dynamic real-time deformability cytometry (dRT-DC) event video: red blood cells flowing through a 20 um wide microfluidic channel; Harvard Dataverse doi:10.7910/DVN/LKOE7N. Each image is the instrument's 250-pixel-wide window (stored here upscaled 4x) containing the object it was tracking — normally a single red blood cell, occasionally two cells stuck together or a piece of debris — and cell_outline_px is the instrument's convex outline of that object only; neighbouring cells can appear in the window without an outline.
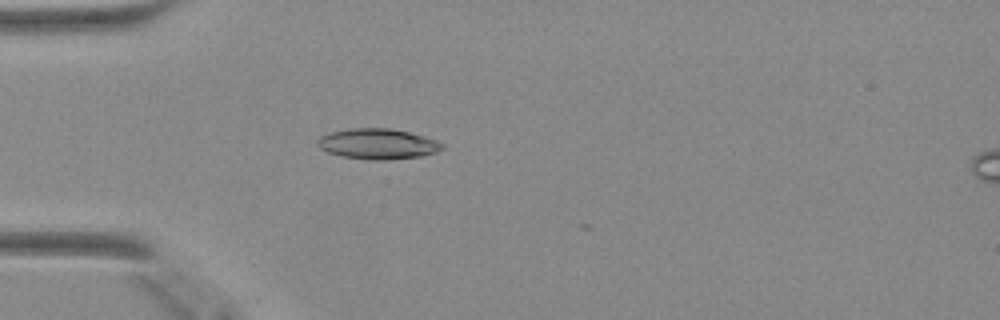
{"species": "Egyptian fruit bat (a non-hibernating species)", "species_latin": "Rousettus aegyptiacus", "temperature_condition": "warm", "stored_images_in_passage": 36, "camera_frame_rate_fps": 3000, "um_per_image_px": 0.085, "animal": {"sex": "female"}, "frame": {"image": 1, "passage_image": 8, "time_ms": 2.333, "image_size_px": [1000, 320], "cell_outline_px": [[444, 148], [436, 152], [420, 156], [384, 160], [372, 160], [340, 156], [328, 152], [320, 148], [316, 144], [316, 140], [320, 136], [332, 132], [352, 128], [388, 128], [408, 132], [436, 140], [444, 144]], "centroid_in_image_um": [32.08, 12.23], "position_along_channel_um": 52.9, "area_um2": 22.02}}
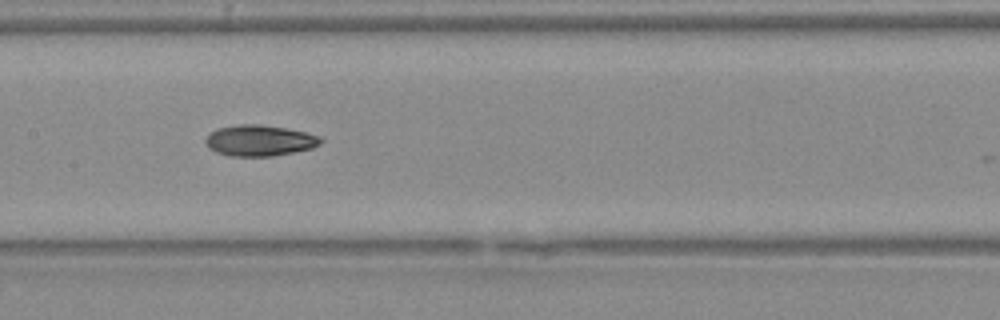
{"frame": {"image": 2, "passage_image": 18, "time_ms": 5.667, "image_size_px": [1000, 320], "cell_outline_px": [[324, 140], [320, 144], [312, 148], [272, 156], [232, 156], [216, 152], [208, 148], [204, 144], [204, 140], [216, 128], [236, 124], [260, 124], [284, 128], [304, 132], [316, 136]], "centroid_in_image_um": [22.0, 11.94], "position_along_channel_um": 185.4, "area_um2": 20.69}}
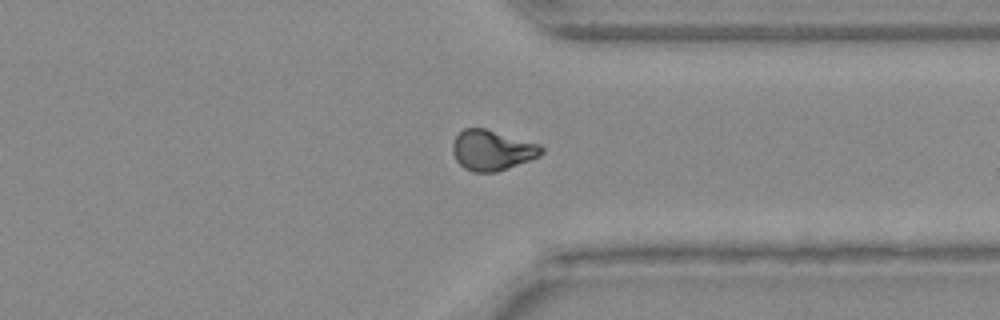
{"frame": {"image": 3, "passage_image": 31, "time_ms": 10.0, "image_size_px": [1000, 320], "cell_outline_px": [[544, 152], [540, 156], [496, 172], [472, 172], [464, 168], [456, 160], [452, 152], [452, 144], [456, 136], [464, 128], [484, 128], [540, 144], [544, 148]], "centroid_in_image_um": [41.82, 12.77], "position_along_channel_um": 369.6, "area_um2": 20.81}}